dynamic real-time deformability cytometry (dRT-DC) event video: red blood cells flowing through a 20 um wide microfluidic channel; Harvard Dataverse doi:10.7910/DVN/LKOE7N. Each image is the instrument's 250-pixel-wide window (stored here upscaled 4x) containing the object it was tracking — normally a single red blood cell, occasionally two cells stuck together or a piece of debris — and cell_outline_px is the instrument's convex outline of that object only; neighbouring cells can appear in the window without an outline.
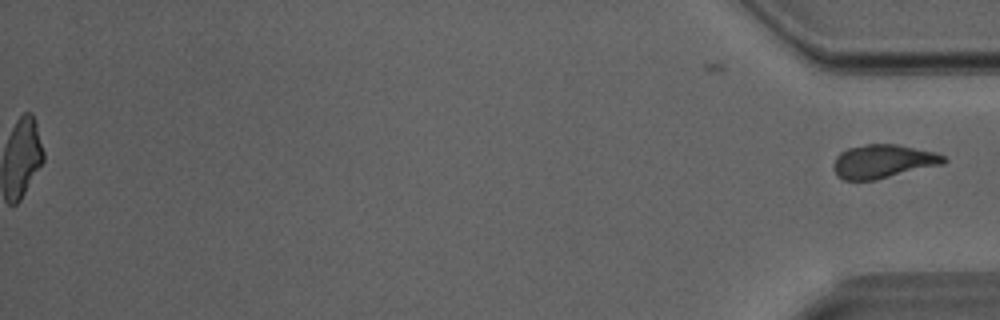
{"species": "Egyptian fruit bat (a non-hibernating species)", "species_latin": "Rousettus aegyptiacus", "temperature_condition": "room temperature", "stored_images_in_passage": 37, "segment_of_instrument_passage": [2, 2], "camera_frame_rate_fps": 3000, "um_per_image_px": 0.085, "animal": {"sex": "male"}, "frame": {"image": 1, "passage_image": 37, "time_ms": 12.0, "image_size_px": [1000, 320], "cell_outline_px": [[948, 160], [944, 164], [876, 180], [844, 180], [836, 176], [832, 168], [832, 164], [836, 156], [840, 152], [848, 148], [864, 144], [896, 144], [936, 152], [944, 156]], "centroid_in_image_um": [75.04, 13.72], "position_along_channel_um": 360.2, "area_um2": 21.91}}